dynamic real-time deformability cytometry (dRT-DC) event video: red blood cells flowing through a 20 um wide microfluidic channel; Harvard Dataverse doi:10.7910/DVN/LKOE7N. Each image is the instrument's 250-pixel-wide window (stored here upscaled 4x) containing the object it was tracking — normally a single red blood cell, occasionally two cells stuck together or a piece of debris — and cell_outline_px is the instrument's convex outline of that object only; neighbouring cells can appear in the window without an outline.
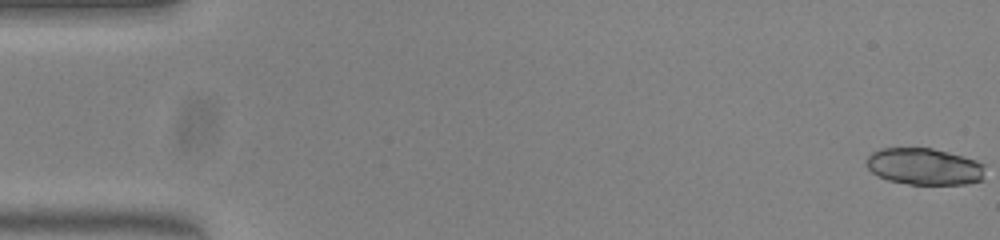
{"species": "common noctule bat (a hibernating species)", "species_latin": "Nyctalus noctula", "temperature_condition": "warm", "stored_images_in_passage": 52, "camera_frame_rate_fps": 3000, "um_per_image_px": 0.085, "animal": {"sex": "female", "body_mass_g": 23.0, "forearm_length_mm": 53.4}, "frame": {"image": 1, "passage_image": 1, "time_ms": 0.0, "image_size_px": [1000, 240], "cell_outline_px": [[984, 180], [968, 184], [908, 184], [888, 180], [872, 172], [868, 168], [864, 160], [872, 152], [880, 148], [932, 148], [964, 156], [976, 160], [984, 164]], "centroid_in_image_um": [78.58, 14.15], "position_along_channel_um": 6.4, "area_um2": 25.61}}
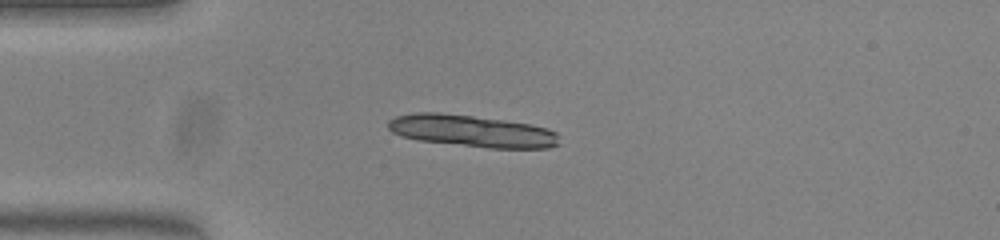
{"frame": {"image": 2, "passage_image": 14, "time_ms": 4.333, "image_size_px": [1000, 240], "cell_outline_px": [[560, 144], [548, 148], [488, 148], [420, 140], [400, 136], [392, 132], [388, 128], [388, 120], [396, 116], [416, 112], [440, 112], [504, 120], [528, 124], [548, 128], [556, 132]], "centroid_in_image_um": [40.11, 11.13], "position_along_channel_um": 44.9, "area_um2": 31.79}}
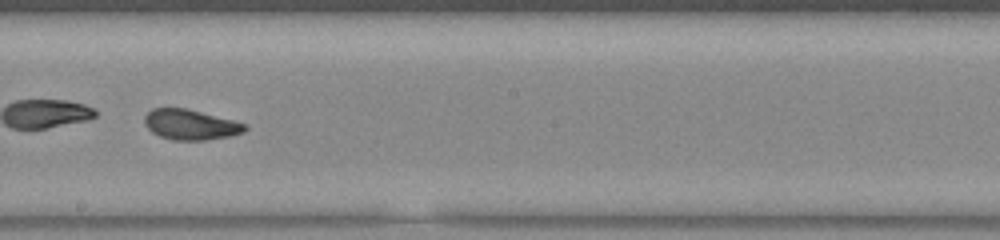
{"frame": {"image": 3, "passage_image": 30, "time_ms": 9.667, "image_size_px": [1000, 240], "cell_outline_px": [[248, 128], [244, 132], [232, 136], [204, 140], [172, 140], [160, 136], [152, 132], [144, 124], [144, 116], [152, 108], [188, 108], [248, 124]], "centroid_in_image_um": [16.21, 10.59], "position_along_channel_um": 232.0, "area_um2": 17.92}, "authors_computed_cell_mechanics": {"area_um2": 26.0389, "velocity_mm_per_s": 3.9735, "shape_relaxation_time_tau1_ms": null, "shape_relaxation_time_tau2_ms": 1.4777, "deformation_change_tau1": null, "deformation_change_tau2": 0.0736}}